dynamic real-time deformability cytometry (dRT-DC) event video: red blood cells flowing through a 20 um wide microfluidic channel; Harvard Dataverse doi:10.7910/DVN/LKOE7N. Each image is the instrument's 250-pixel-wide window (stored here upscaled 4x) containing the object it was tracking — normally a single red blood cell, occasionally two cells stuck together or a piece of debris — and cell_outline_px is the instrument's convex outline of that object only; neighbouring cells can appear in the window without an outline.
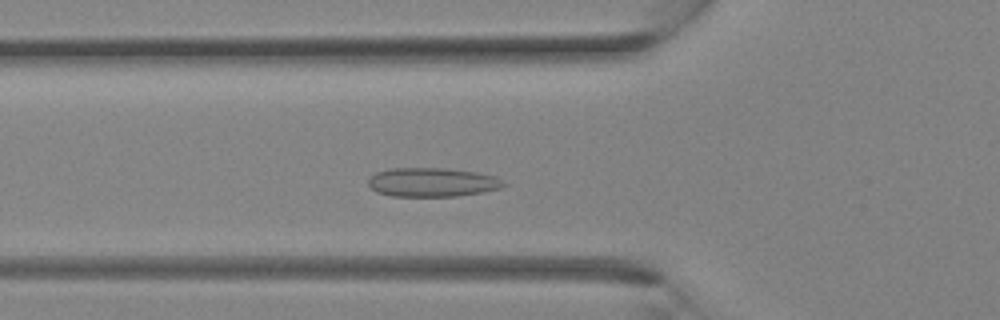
{"species": "Egyptian fruit bat (a non-hibernating species)", "species_latin": "Rousettus aegyptiacus", "temperature_condition": "room temperature", "stored_images_in_passage": 32, "camera_frame_rate_fps": 3000, "um_per_image_px": 0.085, "animal": {"sex": "female"}, "frame": {"image": 1, "passage_image": 9, "time_ms": 2.667, "image_size_px": [1000, 320], "cell_outline_px": [[508, 184], [500, 188], [484, 192], [456, 196], [392, 196], [376, 192], [368, 184], [368, 180], [376, 172], [392, 168], [448, 168], [476, 172], [496, 176], [504, 180]], "centroid_in_image_um": [36.78, 15.49], "position_along_channel_um": 89.0, "area_um2": 23.0}}
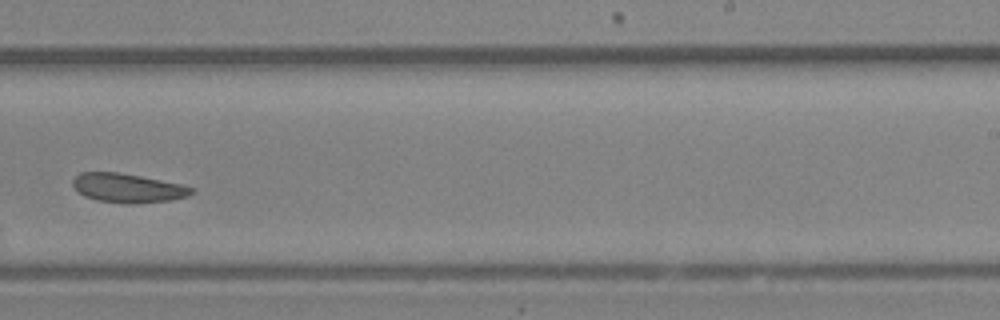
{"frame": {"image": 2, "passage_image": 19, "time_ms": 6.0, "image_size_px": [1000, 320], "cell_outline_px": [[192, 192], [188, 196], [168, 200], [132, 204], [124, 204], [96, 200], [84, 196], [72, 184], [72, 180], [80, 172], [120, 172], [184, 184], [192, 188]], "centroid_in_image_um": [10.85, 15.97], "position_along_channel_um": 278.2, "area_um2": 20.11}}
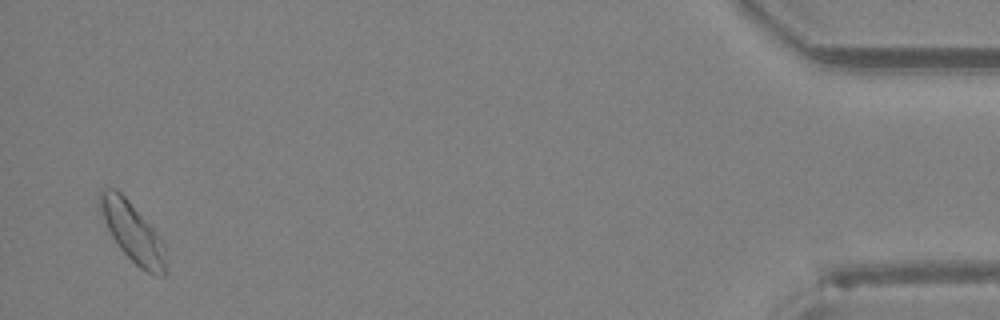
{"frame": {"image": 3, "passage_image": 31, "time_ms": 10.0, "image_size_px": [1000, 320], "cell_outline_px": [[164, 276], [156, 276], [140, 268], [120, 248], [112, 236], [100, 212], [100, 192], [104, 188], [116, 188], [128, 200], [160, 236], [164, 244]], "centroid_in_image_um": [11.26, 19.72], "position_along_channel_um": 423.9, "area_um2": 22.14}}